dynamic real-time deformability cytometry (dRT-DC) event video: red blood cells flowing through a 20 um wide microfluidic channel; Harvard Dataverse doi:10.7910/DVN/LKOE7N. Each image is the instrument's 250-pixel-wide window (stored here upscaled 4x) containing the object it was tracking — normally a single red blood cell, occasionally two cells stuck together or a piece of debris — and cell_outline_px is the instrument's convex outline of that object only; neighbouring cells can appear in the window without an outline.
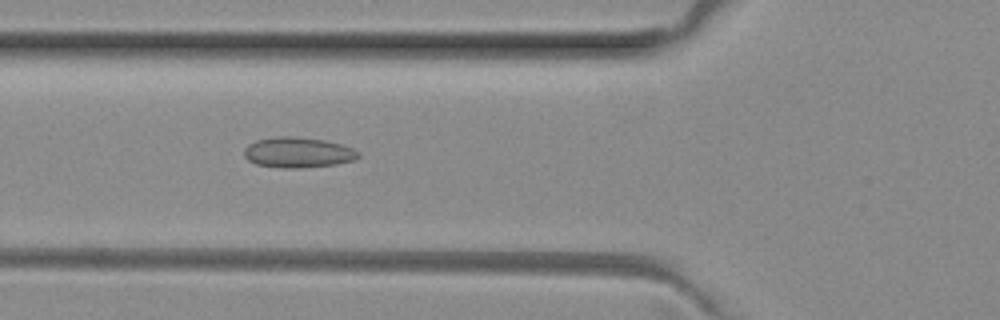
{"species": "common noctule bat (a hibernating species)", "species_latin": "Nyctalus noctula", "temperature_condition": "room temperature", "stored_images_in_passage": 31, "camera_frame_rate_fps": 3000, "um_per_image_px": 0.085, "animal": {"sex": "female", "body_mass_g": 29.2, "forearm_length_mm": 56.3}, "frame": {"image": 1, "passage_image": 3, "time_ms": 0.667, "image_size_px": [1000, 320], "cell_outline_px": [[360, 156], [352, 160], [336, 164], [300, 168], [284, 168], [256, 164], [248, 160], [244, 156], [244, 148], [248, 144], [256, 140], [276, 136], [292, 136], [324, 140], [340, 144], [352, 148], [360, 152]], "centroid_in_image_um": [25.3, 12.95], "position_along_channel_um": 100.5, "area_um2": 20.23}}
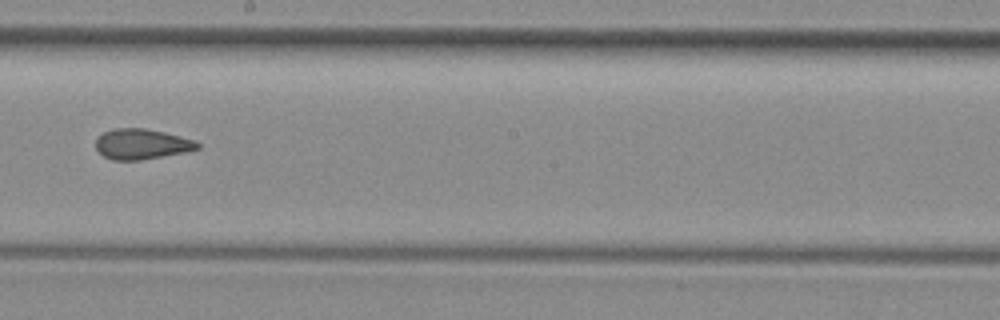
{"frame": {"image": 2, "passage_image": 13, "time_ms": 4.0, "image_size_px": [1000, 320], "cell_outline_px": [[200, 148], [184, 152], [140, 160], [112, 160], [104, 156], [96, 148], [96, 140], [104, 132], [116, 128], [144, 128], [164, 132], [196, 140], [200, 144]], "centroid_in_image_um": [12.06, 12.24], "position_along_channel_um": 236.1, "area_um2": 17.86}}
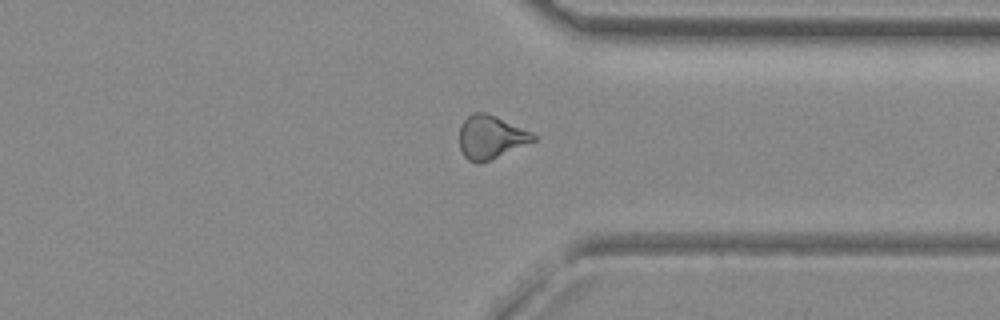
{"frame": {"image": 3, "passage_image": 23, "time_ms": 7.333, "image_size_px": [1000, 320], "cell_outline_px": [[536, 140], [480, 164], [476, 164], [468, 160], [464, 156], [460, 148], [460, 124], [472, 112], [484, 112], [496, 116], [532, 132], [536, 136]], "centroid_in_image_um": [41.69, 11.66], "position_along_channel_um": 369.7, "area_um2": 18.61}}